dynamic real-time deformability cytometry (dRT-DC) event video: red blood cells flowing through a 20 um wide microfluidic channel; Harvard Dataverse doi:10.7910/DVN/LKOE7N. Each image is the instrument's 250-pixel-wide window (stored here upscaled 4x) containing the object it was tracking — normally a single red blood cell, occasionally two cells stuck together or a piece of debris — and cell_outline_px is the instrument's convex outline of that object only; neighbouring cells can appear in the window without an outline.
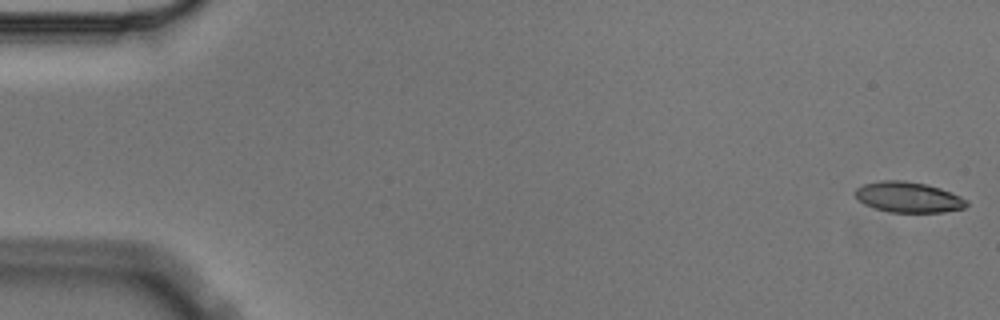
{"species": "Egyptian fruit bat (a non-hibernating species)", "species_latin": "Rousettus aegyptiacus", "temperature_condition": "cold", "stored_images_in_passage": 7, "camera_frame_rate_fps": 3000, "um_per_image_px": 0.085, "animal": {"sex": "male"}, "frame": {"image": 1, "passage_image": 1, "time_ms": 0.0, "image_size_px": [1000, 320], "cell_outline_px": [[968, 204], [964, 208], [944, 212], [888, 212], [864, 204], [856, 200], [852, 192], [856, 188], [864, 184], [880, 180], [904, 180], [924, 184], [940, 188], [960, 196], [968, 200]], "centroid_in_image_um": [77.16, 16.76], "position_along_channel_um": 7.8, "area_um2": 20.0}}
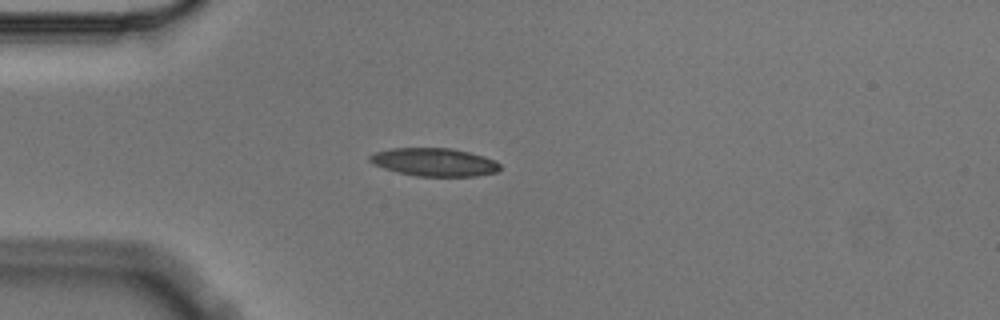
{"frame": {"image": 2, "passage_image": 5, "time_ms": 1.333, "image_size_px": [1000, 320], "cell_outline_px": [[500, 168], [496, 172], [476, 176], [416, 176], [384, 168], [372, 164], [368, 160], [368, 156], [376, 152], [392, 148], [448, 148], [468, 152], [484, 156], [500, 164]], "centroid_in_image_um": [36.88, 13.78], "position_along_channel_um": 48.1, "area_um2": 21.1}}
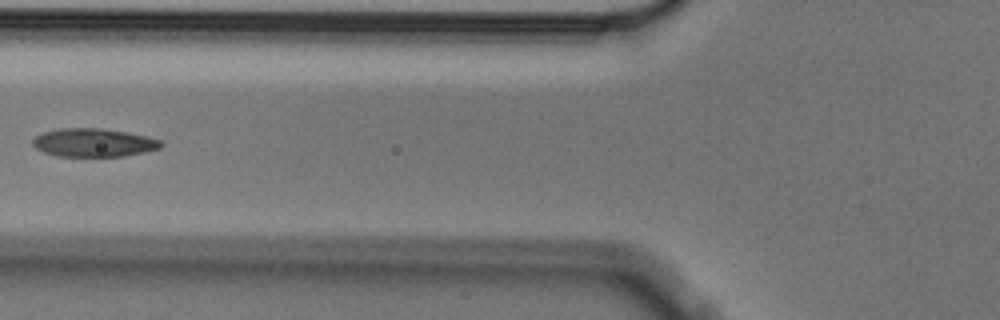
{"frame": {"image": 3, "passage_image": 7, "time_ms": 2.0, "image_size_px": [1000, 320], "cell_outline_px": [[164, 144], [160, 148], [144, 152], [124, 156], [56, 156], [44, 152], [36, 148], [32, 144], [32, 140], [40, 132], [60, 128], [104, 128], [128, 132], [148, 136], [160, 140]], "centroid_in_image_um": [7.95, 12.11], "position_along_channel_um": 117.8, "area_um2": 21.39}}